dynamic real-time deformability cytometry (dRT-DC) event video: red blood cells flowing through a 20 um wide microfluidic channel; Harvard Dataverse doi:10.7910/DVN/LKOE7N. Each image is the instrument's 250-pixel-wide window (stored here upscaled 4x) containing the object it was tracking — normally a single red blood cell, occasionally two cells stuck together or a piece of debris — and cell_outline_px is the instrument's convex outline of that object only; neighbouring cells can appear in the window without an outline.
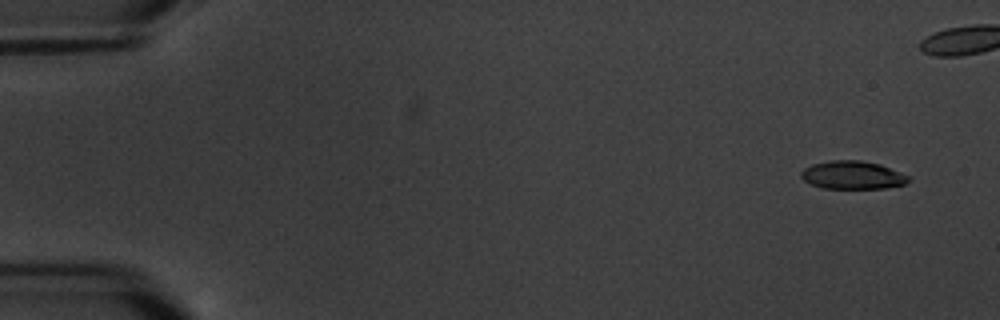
{"species": "common noctule bat (a hibernating species)", "species_latin": "Nyctalus noctula", "temperature_condition": "warm", "stored_images_in_passage": 5, "camera_frame_rate_fps": 3000, "um_per_image_px": 0.085, "animal": {"sex": "male", "body_mass_g": 20.1, "forearm_length_mm": 53.5}, "frame": {"image": 1, "passage_image": 2, "time_ms": 1.0, "image_size_px": [1000, 320], "cell_outline_px": [[912, 180], [904, 184], [884, 188], [824, 188], [812, 184], [804, 180], [800, 176], [800, 172], [804, 168], [812, 164], [828, 160], [860, 160], [880, 164], [900, 172], [908, 176]], "centroid_in_image_um": [72.46, 14.87], "position_along_channel_um": 12.5, "area_um2": 17.57}}